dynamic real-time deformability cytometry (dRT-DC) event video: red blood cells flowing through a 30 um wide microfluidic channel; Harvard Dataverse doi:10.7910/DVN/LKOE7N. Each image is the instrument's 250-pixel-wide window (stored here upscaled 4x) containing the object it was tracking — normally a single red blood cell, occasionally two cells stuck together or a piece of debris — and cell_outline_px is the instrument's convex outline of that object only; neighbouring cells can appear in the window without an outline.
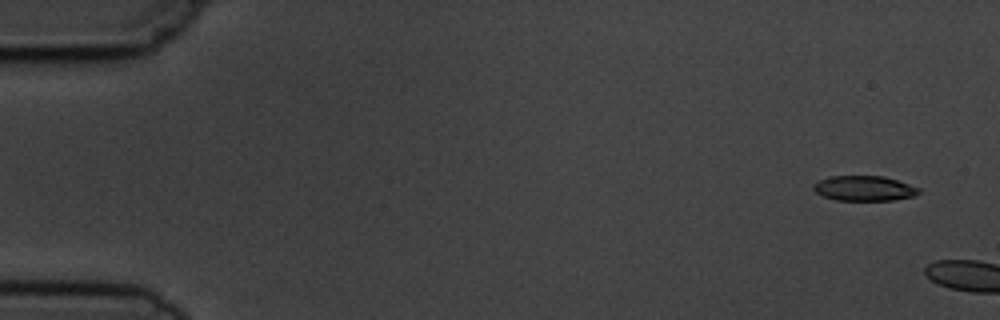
{"species": "common noctule bat (a hibernating species)", "species_latin": "Nyctalus noctula", "temperature_condition": "cold", "stored_images_in_passage": 11, "camera_frame_rate_fps": 3000, "um_per_image_px": 0.085, "animal": {"sex": "male", "body_mass_g": 19.5, "forearm_length_mm": 54.6}, "frame": {"image": 1, "passage_image": 1, "time_ms": 0.0, "image_size_px": [1000, 320], "cell_outline_px": [[920, 192], [916, 196], [892, 200], [836, 200], [824, 196], [816, 192], [812, 188], [812, 184], [828, 176], [884, 176], [920, 188]], "centroid_in_image_um": [73.45, 16.01], "position_along_channel_um": 11.5, "area_um2": 15.37}}
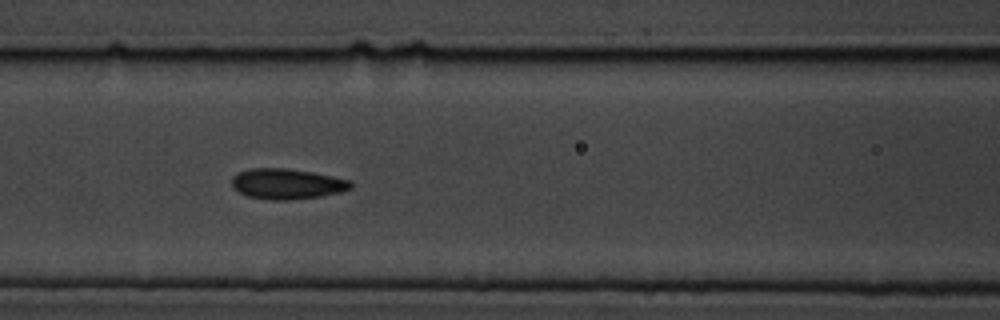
{"frame": {"image": 2, "passage_image": 8, "time_ms": 8.667, "image_size_px": [1000, 320], "cell_outline_px": [[352, 188], [340, 192], [320, 196], [288, 200], [272, 200], [248, 196], [240, 192], [232, 184], [232, 176], [248, 168], [284, 168], [312, 172], [352, 180]], "centroid_in_image_um": [24.42, 15.62], "position_along_channel_um": 142.2, "area_um2": 20.98}}
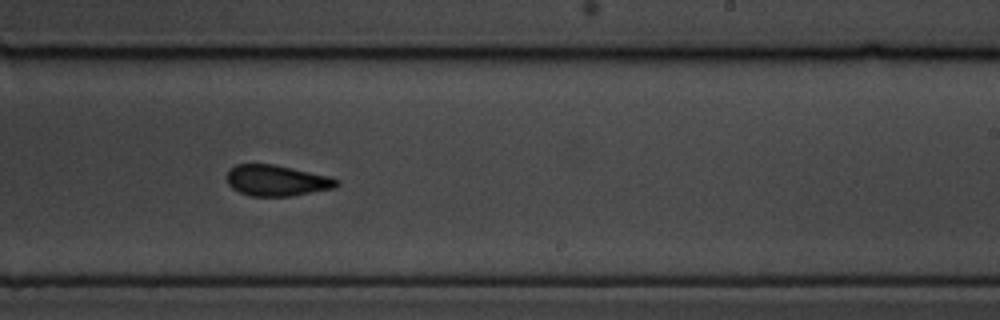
{"frame": {"image": 3, "passage_image": 11, "time_ms": 12.0, "image_size_px": [1000, 320], "cell_outline_px": [[340, 184], [336, 188], [288, 196], [252, 196], [240, 192], [232, 188], [228, 184], [228, 172], [236, 164], [272, 164], [332, 176], [340, 180]], "centroid_in_image_um": [23.59, 15.34], "position_along_channel_um": 265.4, "area_um2": 19.77}}